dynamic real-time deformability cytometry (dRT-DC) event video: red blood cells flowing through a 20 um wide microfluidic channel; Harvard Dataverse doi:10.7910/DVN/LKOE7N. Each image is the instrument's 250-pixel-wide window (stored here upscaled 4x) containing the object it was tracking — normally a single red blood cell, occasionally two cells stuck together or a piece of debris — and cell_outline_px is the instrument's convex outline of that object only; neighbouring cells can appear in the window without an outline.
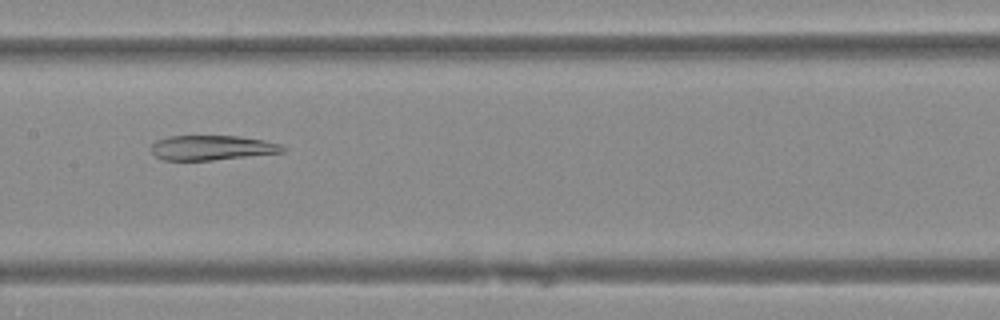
{"species": "Egyptian fruit bat (a non-hibernating species)", "species_latin": "Rousettus aegyptiacus", "temperature_condition": "warm", "stored_images_in_passage": 31, "camera_frame_rate_fps": 3000, "um_per_image_px": 0.085, "animal": {"sex": "female"}, "frame": {"image": 1, "passage_image": 10, "time_ms": 3.0, "image_size_px": [1000, 320], "cell_outline_px": [[284, 152], [212, 160], [164, 160], [156, 156], [152, 152], [152, 144], [156, 140], [168, 136], [240, 136], [264, 140], [280, 144], [284, 148]], "centroid_in_image_um": [18.0, 12.55], "position_along_channel_um": 189.4, "area_um2": 18.84}}
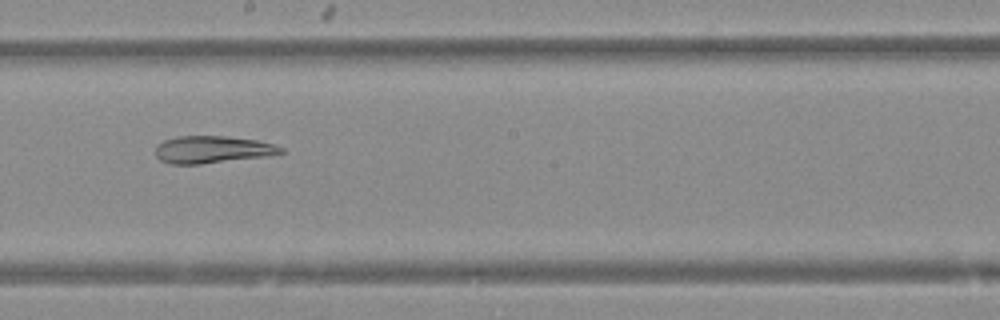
{"frame": {"image": 2, "passage_image": 13, "time_ms": 4.0, "image_size_px": [1000, 320], "cell_outline_px": [[284, 152], [264, 156], [200, 164], [172, 164], [160, 160], [156, 156], [156, 144], [164, 140], [176, 136], [224, 136], [256, 140], [276, 144], [284, 148]], "centroid_in_image_um": [18.02, 12.7], "position_along_channel_um": 230.2, "area_um2": 19.83}}
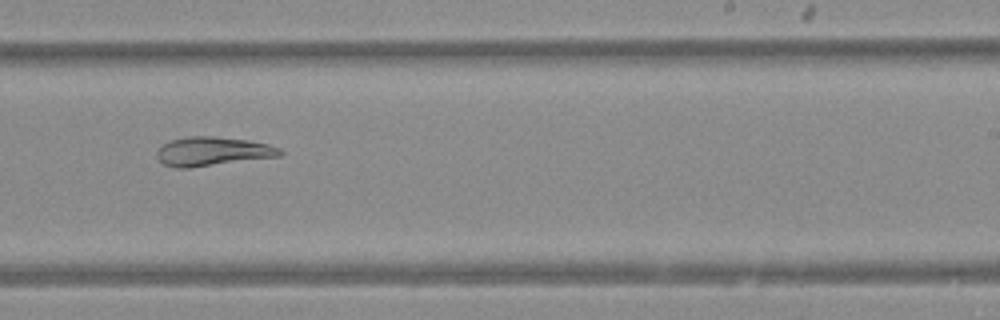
{"frame": {"image": 3, "passage_image": 16, "time_ms": 5.0, "image_size_px": [1000, 320], "cell_outline_px": [[284, 152], [280, 156], [188, 168], [176, 168], [164, 164], [156, 156], [156, 152], [168, 140], [188, 136], [212, 136], [248, 140], [268, 144], [280, 148]], "centroid_in_image_um": [18.06, 12.86], "position_along_channel_um": 270.9, "area_um2": 20.75}}